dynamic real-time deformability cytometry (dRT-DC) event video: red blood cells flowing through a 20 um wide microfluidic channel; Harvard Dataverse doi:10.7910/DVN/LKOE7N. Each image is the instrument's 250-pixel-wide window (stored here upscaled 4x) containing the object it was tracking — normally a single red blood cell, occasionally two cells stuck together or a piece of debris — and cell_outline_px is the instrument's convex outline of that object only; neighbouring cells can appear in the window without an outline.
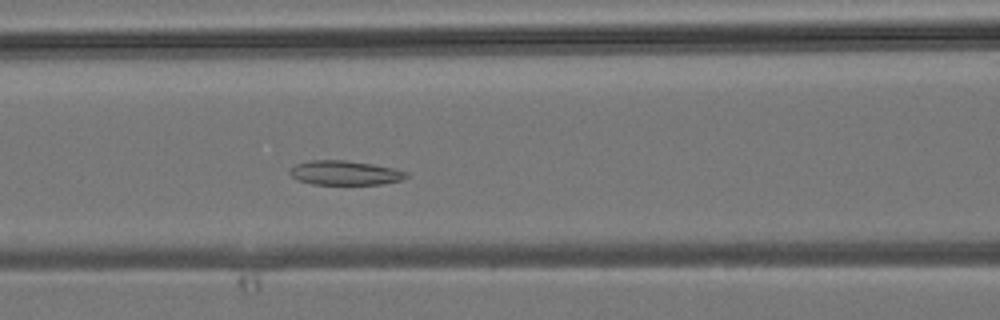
{"species": "common noctule bat (a hibernating species)", "species_latin": "Nyctalus noctula", "temperature_condition": "room temperature", "stored_images_in_passage": 39, "segment_of_instrument_passage": [1, 2], "camera_frame_rate_fps": 3000, "um_per_image_px": 0.085, "animal": {"sex": "male", "body_mass_g": 19.2, "forearm_length_mm": 51.8}, "frame": {"image": 1, "passage_image": 15, "time_ms": 4.667, "image_size_px": [1000, 320], "cell_outline_px": [[408, 176], [400, 180], [380, 184], [312, 184], [296, 180], [288, 172], [296, 164], [312, 160], [344, 160], [372, 164], [392, 168], [408, 172]], "centroid_in_image_um": [29.29, 14.69], "position_along_channel_um": 137.3, "area_um2": 16.36}}
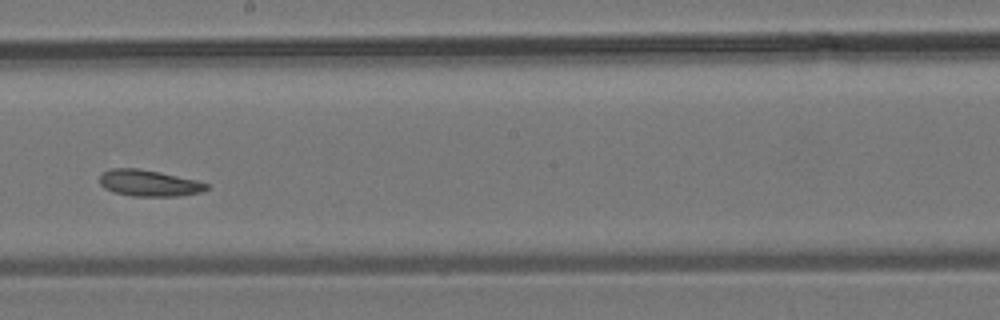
{"frame": {"image": 2, "passage_image": 21, "time_ms": 6.667, "image_size_px": [1000, 320], "cell_outline_px": [[208, 188], [200, 192], [176, 196], [132, 196], [116, 192], [104, 188], [100, 184], [100, 176], [104, 172], [112, 168], [136, 168], [160, 172], [196, 180], [208, 184]], "centroid_in_image_um": [12.65, 15.56], "position_along_channel_um": 235.6, "area_um2": 16.18}}
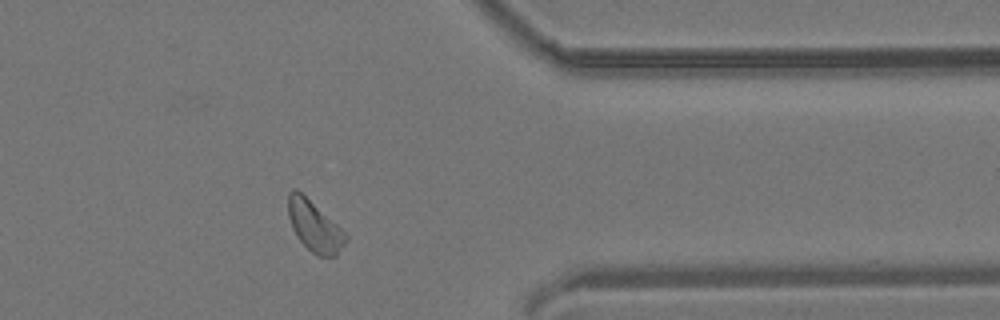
{"frame": {"image": 3, "passage_image": 31, "time_ms": 10.0, "image_size_px": [1000, 320], "cell_outline_px": [[348, 240], [336, 256], [316, 256], [296, 236], [292, 228], [288, 216], [288, 192], [292, 188], [296, 188], [336, 224], [348, 236]], "centroid_in_image_um": [26.71, 19.24], "position_along_channel_um": 384.7, "area_um2": 16.76}}